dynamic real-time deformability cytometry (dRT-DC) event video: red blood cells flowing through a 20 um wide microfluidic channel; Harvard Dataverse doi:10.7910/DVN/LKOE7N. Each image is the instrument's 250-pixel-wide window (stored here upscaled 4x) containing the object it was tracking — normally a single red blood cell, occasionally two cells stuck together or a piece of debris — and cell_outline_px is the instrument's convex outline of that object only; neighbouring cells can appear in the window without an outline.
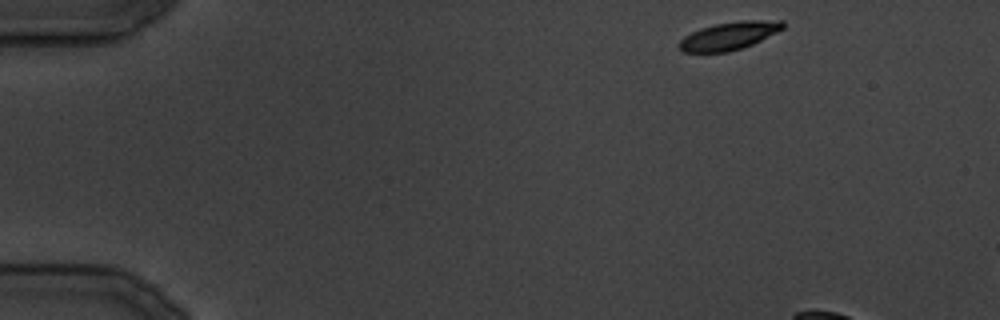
{"species": "common noctule bat (a hibernating species)", "species_latin": "Nyctalus noctula", "temperature_condition": "cold", "stored_images_in_passage": 5, "camera_frame_rate_fps": 3000, "um_per_image_px": 0.085, "animal": {"sex": "male", "body_mass_g": 19.5, "forearm_length_mm": 54.6}, "frame": {"image": 1, "passage_image": 1, "time_ms": 0.0, "image_size_px": [1000, 320], "cell_outline_px": [[784, 28], [752, 44], [728, 52], [680, 52], [676, 44], [684, 36], [700, 28], [716, 24], [740, 20], [784, 20]], "centroid_in_image_um": [61.93, 3.04], "position_along_channel_um": 23.1, "area_um2": 16.88}}